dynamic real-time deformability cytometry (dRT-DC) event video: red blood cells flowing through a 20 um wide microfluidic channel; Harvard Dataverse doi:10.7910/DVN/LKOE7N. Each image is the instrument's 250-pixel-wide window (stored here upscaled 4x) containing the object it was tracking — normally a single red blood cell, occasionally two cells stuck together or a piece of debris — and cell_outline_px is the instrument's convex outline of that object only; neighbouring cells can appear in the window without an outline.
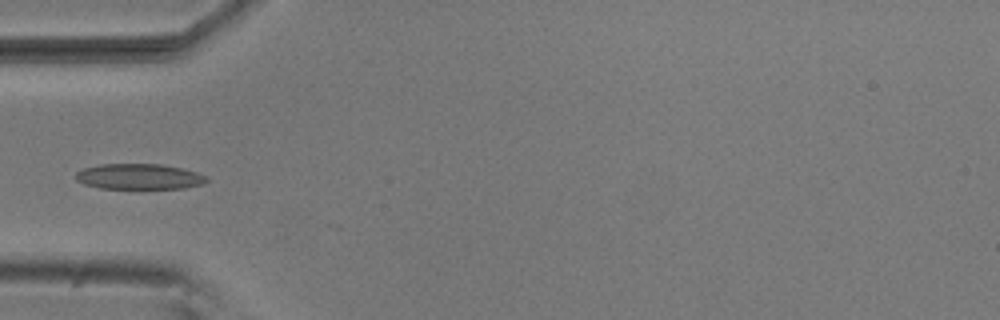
{"species": "common noctule bat (a hibernating species)", "species_latin": "Nyctalus noctula", "temperature_condition": "room temperature", "stored_images_in_passage": 5, "camera_frame_rate_fps": 3000, "um_per_image_px": 0.085, "animal": {"sex": "male", "body_mass_g": 20.5, "forearm_length_mm": 52.5}, "frame": {"image": 1, "passage_image": 4, "time_ms": 1.0, "image_size_px": [1000, 320], "cell_outline_px": [[208, 180], [204, 184], [184, 188], [100, 188], [84, 184], [76, 180], [76, 172], [84, 168], [100, 164], [160, 164], [184, 168], [208, 176]], "centroid_in_image_um": [11.86, 15.0], "position_along_channel_um": 73.1, "area_um2": 19.54}}